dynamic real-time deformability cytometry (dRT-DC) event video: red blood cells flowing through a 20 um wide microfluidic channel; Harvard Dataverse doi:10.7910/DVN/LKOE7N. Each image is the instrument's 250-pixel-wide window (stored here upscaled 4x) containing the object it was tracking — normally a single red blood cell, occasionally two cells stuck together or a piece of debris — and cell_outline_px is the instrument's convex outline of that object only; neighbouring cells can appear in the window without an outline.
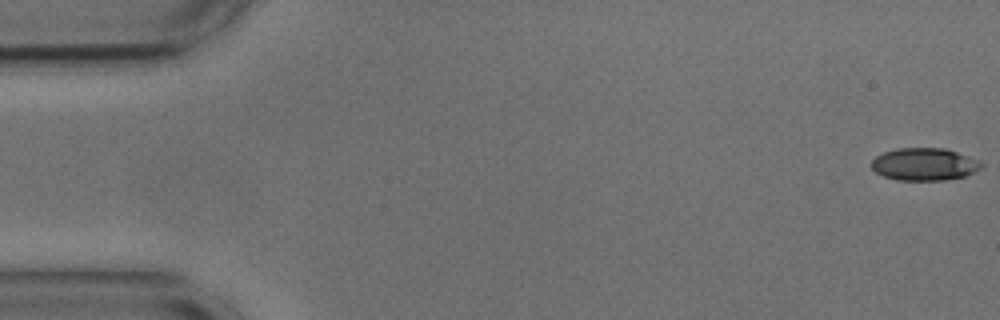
{"species": "common noctule bat (a hibernating species)", "species_latin": "Nyctalus noctula", "temperature_condition": "cold", "stored_images_in_passage": 54, "camera_frame_rate_fps": 3000, "um_per_image_px": 0.085, "animal": {"sex": "male", "body_mass_g": 17.9, "forearm_length_mm": 54.2}, "frame": {"image": 1, "passage_image": 1, "time_ms": 0.0, "image_size_px": [1000, 320], "cell_outline_px": [[984, 168], [976, 172], [964, 176], [944, 180], [896, 180], [884, 176], [876, 172], [872, 168], [872, 160], [876, 156], [884, 152], [896, 148], [944, 148], [980, 160], [984, 164]], "centroid_in_image_um": [78.61, 13.96], "position_along_channel_um": 6.4, "area_um2": 20.92}}
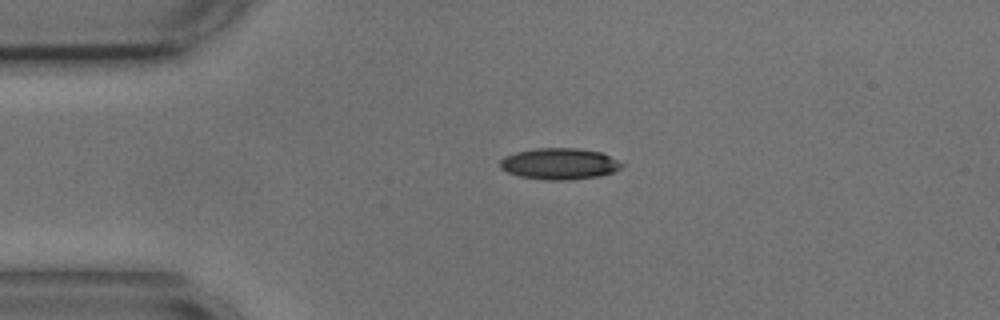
{"frame": {"image": 2, "passage_image": 12, "time_ms": 3.667, "image_size_px": [1000, 320], "cell_outline_px": [[624, 164], [620, 168], [612, 172], [596, 176], [568, 180], [544, 180], [520, 176], [508, 172], [500, 168], [500, 160], [504, 156], [516, 152], [536, 148], [580, 148], [600, 152]], "centroid_in_image_um": [47.51, 13.91], "position_along_channel_um": 37.5, "area_um2": 22.02}}
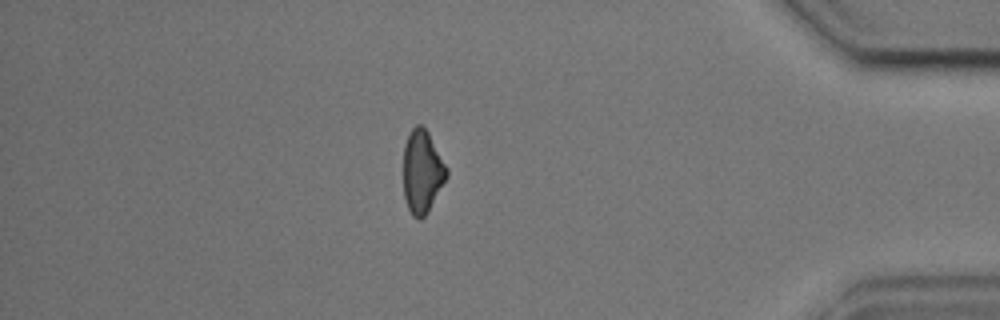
{"frame": {"image": 3, "passage_image": 47, "time_ms": 15.333, "image_size_px": [1000, 320], "cell_outline_px": [[448, 176], [428, 212], [420, 220], [412, 216], [408, 208], [404, 196], [404, 144], [408, 132], [416, 124], [420, 124], [428, 132], [448, 168]], "centroid_in_image_um": [35.89, 14.58], "position_along_channel_um": 399.3, "area_um2": 21.04}, "authors_computed_cell_mechanics": {"area_um2": 21.9351, "velocity_mm_per_s": 3.6815, "shape_relaxation_time_tau1_ms": 3.5201, "shape_relaxation_time_tau2_ms": 5.3217, "deformation_change_tau1": 0.118, "deformation_change_tau2": 0.1155}}